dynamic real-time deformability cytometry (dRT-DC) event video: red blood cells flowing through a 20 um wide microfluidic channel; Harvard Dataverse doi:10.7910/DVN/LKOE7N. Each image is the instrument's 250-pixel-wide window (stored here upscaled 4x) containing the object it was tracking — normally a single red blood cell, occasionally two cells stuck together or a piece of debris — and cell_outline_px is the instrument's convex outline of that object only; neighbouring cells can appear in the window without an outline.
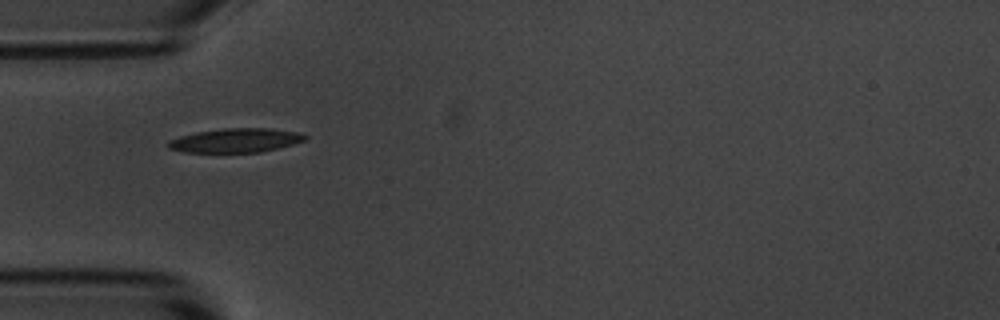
{"species": "common noctule bat (a hibernating species)", "species_latin": "Nyctalus noctula", "temperature_condition": "room temperature", "stored_images_in_passage": 9, "camera_frame_rate_fps": 3000, "um_per_image_px": 0.085, "animal": {"sex": "male", "body_mass_g": 20.1, "forearm_length_mm": 53.5}, "frame": {"image": 1, "passage_image": 1, "time_ms": 0.0, "image_size_px": [1000, 320], "cell_outline_px": [[308, 136], [304, 140], [292, 144], [260, 152], [184, 152], [168, 148], [168, 140], [180, 136], [196, 132], [224, 128], [272, 128], [300, 132]], "centroid_in_image_um": [20.03, 11.92], "position_along_channel_um": 65.0, "area_um2": 19.13}}
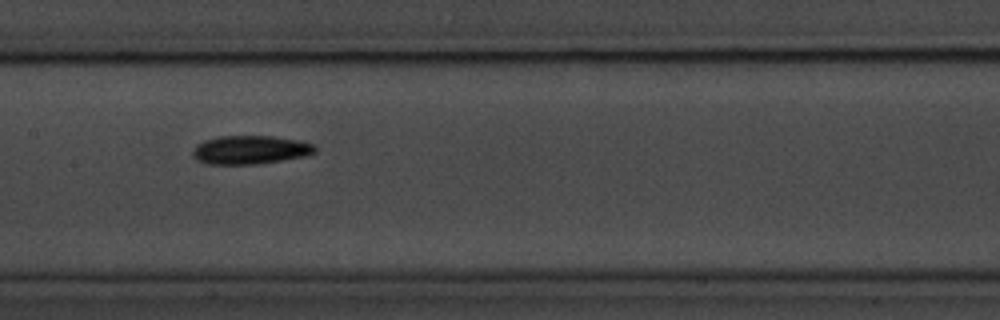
{"frame": {"image": 2, "passage_image": 4, "time_ms": 3.333, "image_size_px": [1000, 320], "cell_outline_px": [[316, 152], [304, 156], [256, 164], [204, 164], [196, 160], [192, 156], [192, 148], [196, 144], [204, 140], [220, 136], [272, 136], [300, 140], [312, 144], [316, 148]], "centroid_in_image_um": [21.21, 12.73], "position_along_channel_um": 186.2, "area_um2": 20.46}}
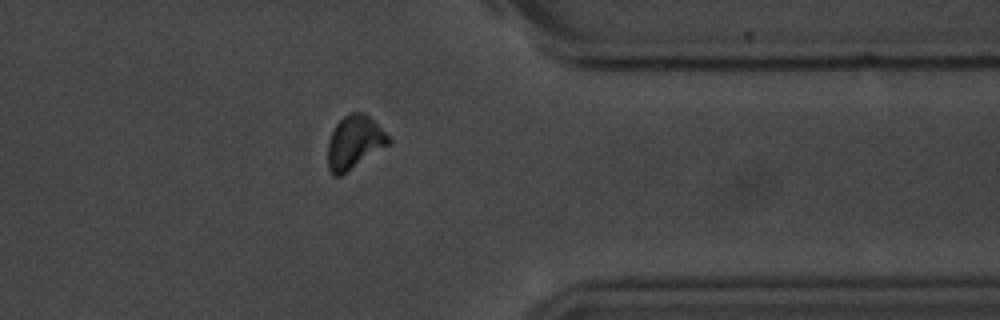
{"frame": {"image": 3, "passage_image": 9, "time_ms": 9.0, "image_size_px": [1000, 320], "cell_outline_px": [[392, 140], [388, 144], [340, 176], [332, 176], [328, 168], [328, 140], [336, 124], [348, 112], [364, 112]], "centroid_in_image_um": [30.08, 12.09], "position_along_channel_um": 381.3, "area_um2": 18.44}}